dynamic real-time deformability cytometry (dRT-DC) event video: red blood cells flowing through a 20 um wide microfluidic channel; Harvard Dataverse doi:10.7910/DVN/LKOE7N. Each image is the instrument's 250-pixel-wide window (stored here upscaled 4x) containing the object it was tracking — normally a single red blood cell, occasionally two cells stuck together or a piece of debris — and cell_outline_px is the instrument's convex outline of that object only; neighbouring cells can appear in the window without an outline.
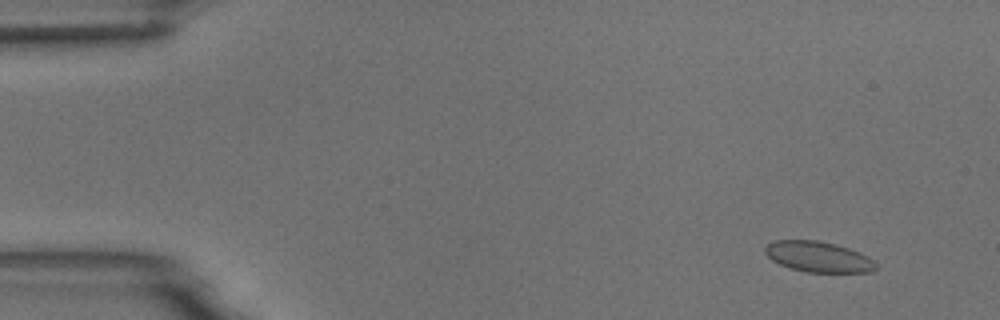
{"species": "common noctule bat (a hibernating species)", "species_latin": "Nyctalus noctula", "temperature_condition": "room temperature", "stored_images_in_passage": 9, "camera_frame_rate_fps": 3000, "um_per_image_px": 0.085, "animal": {"sex": "male", "body_mass_g": 18.8}, "frame": {"image": 1, "passage_image": 2, "time_ms": 1.0, "image_size_px": [1000, 320], "cell_outline_px": [[876, 268], [872, 272], [808, 272], [792, 268], [780, 264], [772, 260], [764, 252], [764, 248], [768, 244], [776, 240], [816, 240], [836, 244], [860, 252], [868, 256], [876, 264]], "centroid_in_image_um": [69.56, 21.82], "position_along_channel_um": 15.4, "area_um2": 19.65}}
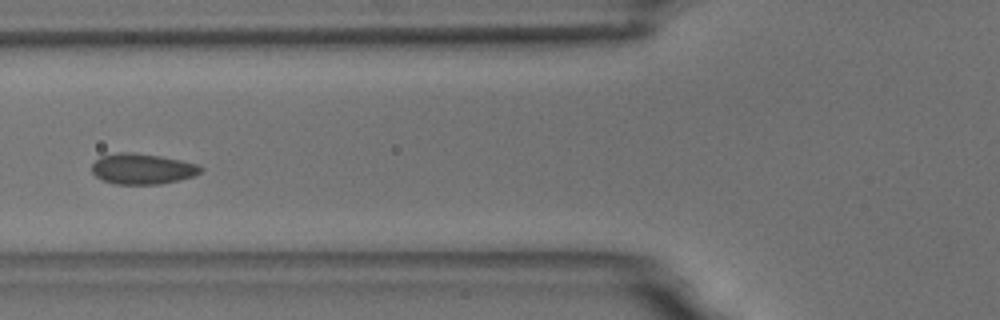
{"frame": {"image": 2, "passage_image": 6, "time_ms": 6.667, "image_size_px": [1000, 320], "cell_outline_px": [[204, 168], [200, 172], [192, 176], [180, 180], [160, 184], [116, 184], [104, 180], [96, 176], [92, 172], [92, 164], [100, 156], [116, 152], [132, 152], [160, 156], [200, 164]], "centroid_in_image_um": [12.11, 14.34], "position_along_channel_um": 113.7, "area_um2": 19.48}}
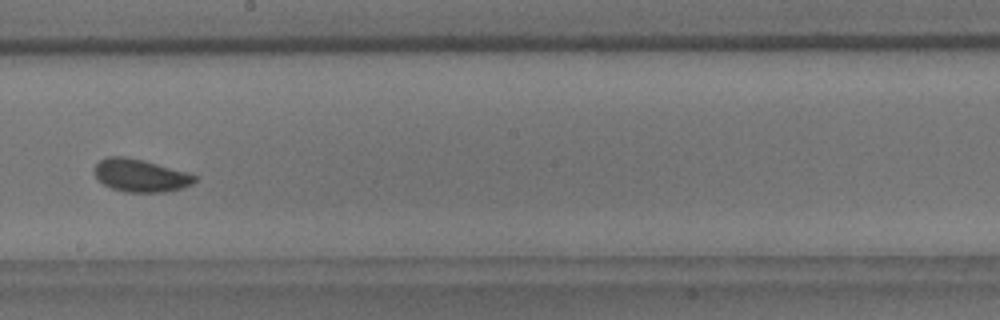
{"frame": {"image": 3, "passage_image": 9, "time_ms": 10.0, "image_size_px": [1000, 320], "cell_outline_px": [[196, 180], [192, 184], [180, 188], [164, 192], [128, 192], [112, 188], [104, 184], [96, 176], [96, 164], [100, 160], [108, 156], [124, 156], [144, 160], [184, 172], [196, 176]], "centroid_in_image_um": [11.93, 14.91], "position_along_channel_um": 236.3, "area_um2": 18.67}}